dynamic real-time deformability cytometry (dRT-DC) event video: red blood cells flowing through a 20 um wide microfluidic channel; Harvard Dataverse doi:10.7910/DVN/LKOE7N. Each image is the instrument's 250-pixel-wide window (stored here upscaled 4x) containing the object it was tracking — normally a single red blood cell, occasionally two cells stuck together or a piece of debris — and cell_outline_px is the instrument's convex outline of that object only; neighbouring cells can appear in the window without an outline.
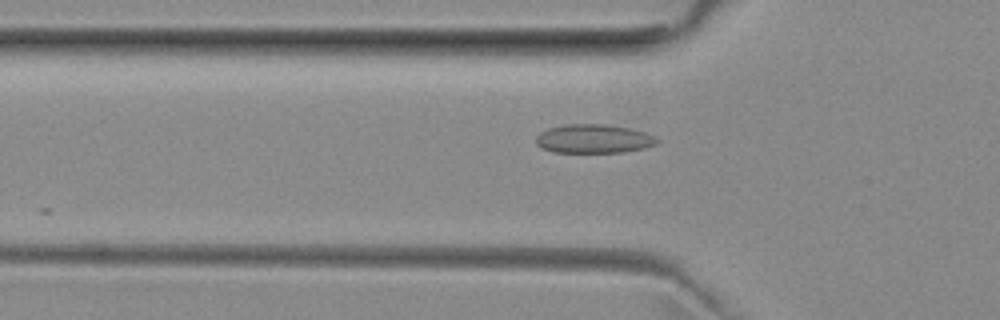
{"species": "common noctule bat (a hibernating species)", "species_latin": "Nyctalus noctula", "temperature_condition": "room temperature", "stored_images_in_passage": 9, "camera_frame_rate_fps": 3000, "um_per_image_px": 0.085, "animal": {"sex": "female", "body_mass_g": 29.2, "forearm_length_mm": 56.3}, "frame": {"image": 1, "passage_image": 4, "time_ms": 1.0, "image_size_px": [1000, 320], "cell_outline_px": [[660, 140], [656, 144], [644, 148], [624, 152], [552, 152], [540, 148], [536, 144], [536, 136], [540, 132], [548, 128], [564, 124], [604, 124], [628, 128], [644, 132]], "centroid_in_image_um": [50.41, 11.8], "position_along_channel_um": 75.4, "area_um2": 20.35}}
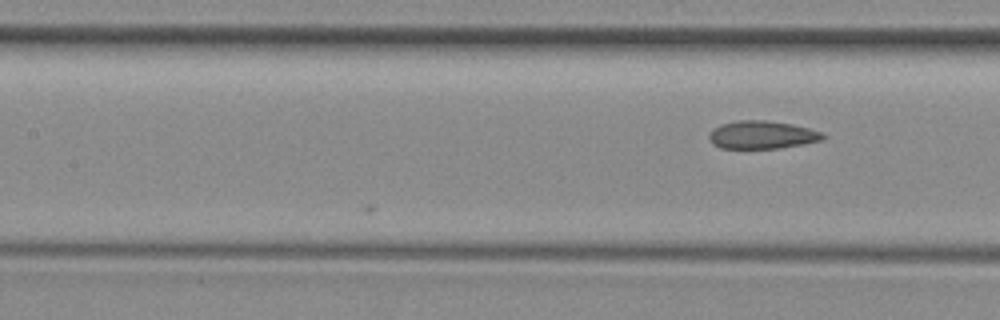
{"frame": {"image": 2, "passage_image": 9, "time_ms": 2.667, "image_size_px": [1000, 320], "cell_outline_px": [[824, 140], [776, 148], [720, 148], [712, 144], [708, 136], [720, 124], [736, 120], [764, 120], [792, 124], [808, 128], [820, 132], [824, 136]], "centroid_in_image_um": [64.74, 11.46], "position_along_channel_um": 142.7, "area_um2": 18.26}}